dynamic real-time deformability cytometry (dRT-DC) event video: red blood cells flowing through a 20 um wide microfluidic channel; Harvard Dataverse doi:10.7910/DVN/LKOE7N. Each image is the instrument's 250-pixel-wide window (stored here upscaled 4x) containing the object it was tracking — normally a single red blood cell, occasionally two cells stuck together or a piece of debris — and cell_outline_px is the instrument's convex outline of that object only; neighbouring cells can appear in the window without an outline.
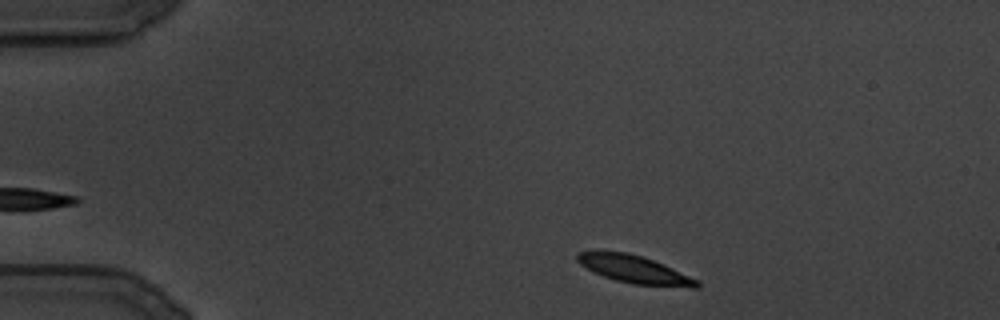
{"species": "common noctule bat (a hibernating species)", "species_latin": "Nyctalus noctula", "temperature_condition": "cold", "stored_images_in_passage": 90, "camera_frame_rate_fps": 3000, "um_per_image_px": 0.085, "animal": {"sex": "male", "body_mass_g": 19.5, "forearm_length_mm": 54.6}, "frame": {"image": 1, "passage_image": 6, "time_ms": 1.667, "image_size_px": [1000, 320], "cell_outline_px": [[700, 288], [692, 288], [632, 284], [616, 280], [604, 276], [580, 264], [576, 260], [576, 252], [628, 252], [644, 256], [664, 264], [700, 280]], "centroid_in_image_um": [54.03, 22.91], "position_along_channel_um": 31.0, "area_um2": 19.36}}
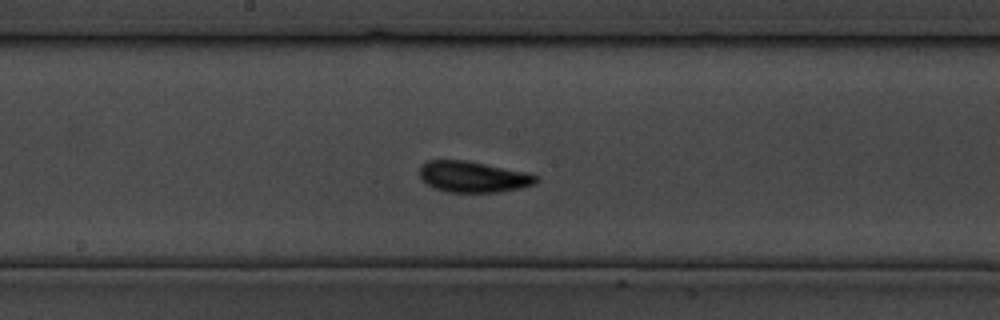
{"frame": {"image": 2, "passage_image": 50, "time_ms": 16.333, "image_size_px": [1000, 320], "cell_outline_px": [[540, 180], [536, 184], [520, 188], [500, 192], [448, 192], [432, 188], [420, 180], [420, 164], [428, 160], [464, 160], [532, 172], [540, 176]], "centroid_in_image_um": [40.26, 15.02], "position_along_channel_um": 207.9, "area_um2": 21.68}}
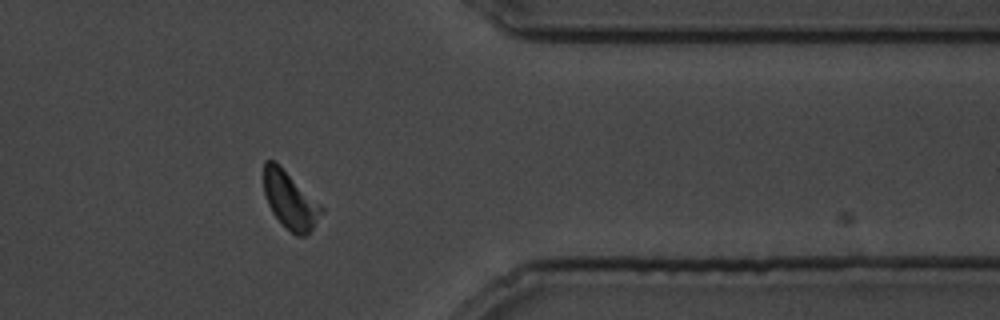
{"frame": {"image": 3, "passage_image": 85, "time_ms": 28.0, "image_size_px": [1000, 320], "cell_outline_px": [[324, 212], [312, 228], [304, 236], [296, 236], [272, 212], [268, 204], [264, 192], [264, 160], [276, 160], [324, 208]], "centroid_in_image_um": [24.65, 16.97], "position_along_channel_um": 386.7, "area_um2": 19.02}}